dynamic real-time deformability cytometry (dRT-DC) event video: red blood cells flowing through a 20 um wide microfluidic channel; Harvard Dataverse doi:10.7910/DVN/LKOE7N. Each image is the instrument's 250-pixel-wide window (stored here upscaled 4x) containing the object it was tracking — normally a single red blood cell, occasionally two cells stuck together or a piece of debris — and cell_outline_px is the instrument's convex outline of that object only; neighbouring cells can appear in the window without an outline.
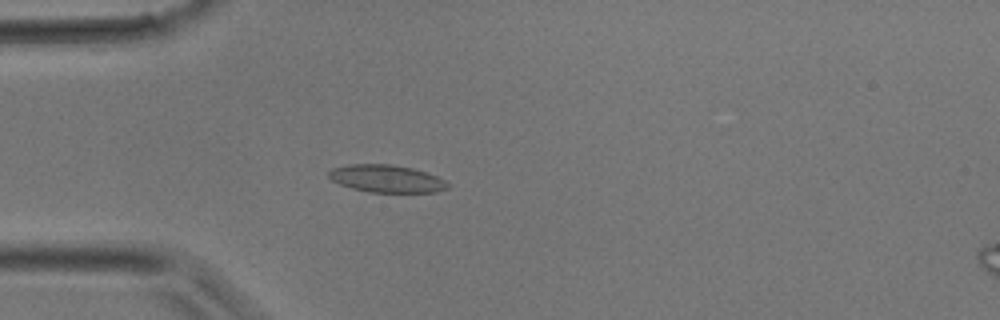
{"species": "common noctule bat (a hibernating species)", "species_latin": "Nyctalus noctula", "temperature_condition": "room temperature", "stored_images_in_passage": 35, "camera_frame_rate_fps": 3000, "um_per_image_px": 0.085, "animal": {"sex": "male", "body_mass_g": 17.9}, "frame": {"image": 1, "passage_image": 10, "time_ms": 3.0, "image_size_px": [1000, 320], "cell_outline_px": [[448, 188], [436, 192], [368, 192], [352, 188], [340, 184], [332, 180], [328, 176], [328, 172], [332, 168], [348, 164], [392, 164], [412, 168], [436, 176], [444, 180], [448, 184]], "centroid_in_image_um": [32.82, 15.18], "position_along_channel_um": 52.2, "area_um2": 18.96}}
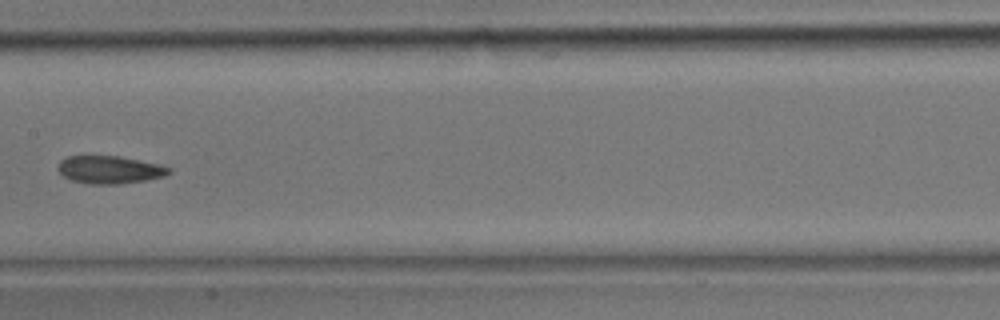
{"frame": {"image": 2, "passage_image": 18, "time_ms": 5.667, "image_size_px": [1000, 320], "cell_outline_px": [[172, 172], [164, 176], [144, 180], [120, 184], [92, 184], [72, 180], [64, 176], [56, 168], [60, 160], [64, 156], [120, 156], [160, 164], [172, 168]], "centroid_in_image_um": [9.32, 14.41], "position_along_channel_um": 198.1, "area_um2": 18.03}}
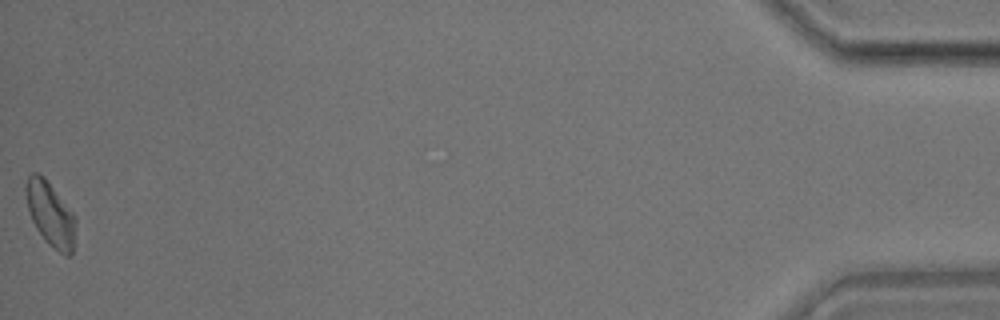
{"frame": {"image": 3, "passage_image": 35, "time_ms": 11.333, "image_size_px": [1000, 320], "cell_outline_px": [[76, 220], [72, 256], [64, 256], [48, 244], [44, 240], [36, 228], [32, 220], [28, 208], [24, 192], [24, 184], [28, 176], [32, 172], [36, 172], [44, 176], [76, 216]], "centroid_in_image_um": [4.28, 18.19], "position_along_channel_um": 430.9, "area_um2": 18.96}}